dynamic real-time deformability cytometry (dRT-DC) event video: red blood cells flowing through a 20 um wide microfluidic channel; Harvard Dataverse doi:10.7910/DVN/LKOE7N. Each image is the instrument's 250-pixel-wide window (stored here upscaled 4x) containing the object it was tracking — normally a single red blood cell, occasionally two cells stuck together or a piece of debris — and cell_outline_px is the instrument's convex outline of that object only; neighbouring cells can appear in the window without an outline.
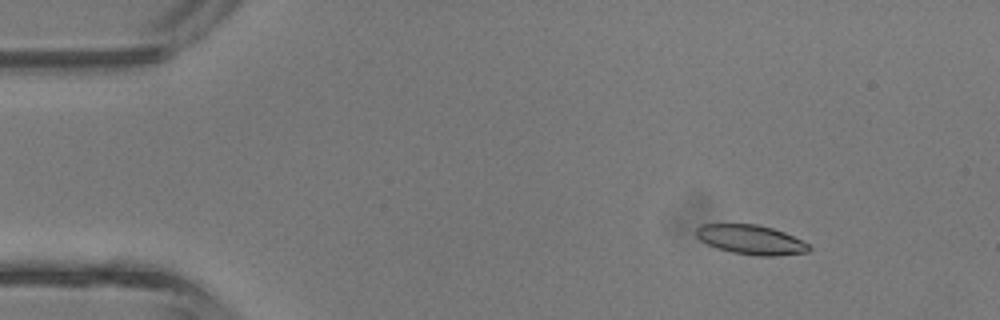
{"species": "common noctule bat (a hibernating species)", "species_latin": "Nyctalus noctula", "temperature_condition": "room temperature", "stored_images_in_passage": 39, "camera_frame_rate_fps": 3000, "um_per_image_px": 0.085, "animal": {"sex": "male", "body_mass_g": 13.3}, "frame": {"image": 1, "passage_image": 2, "time_ms": 0.333, "image_size_px": [1000, 320], "cell_outline_px": [[812, 248], [808, 252], [776, 256], [756, 256], [732, 252], [716, 248], [700, 240], [696, 236], [696, 228], [704, 224], [756, 224], [772, 228], [784, 232], [808, 244]], "centroid_in_image_um": [63.82, 20.38], "position_along_channel_um": 21.2, "area_um2": 19.31}}
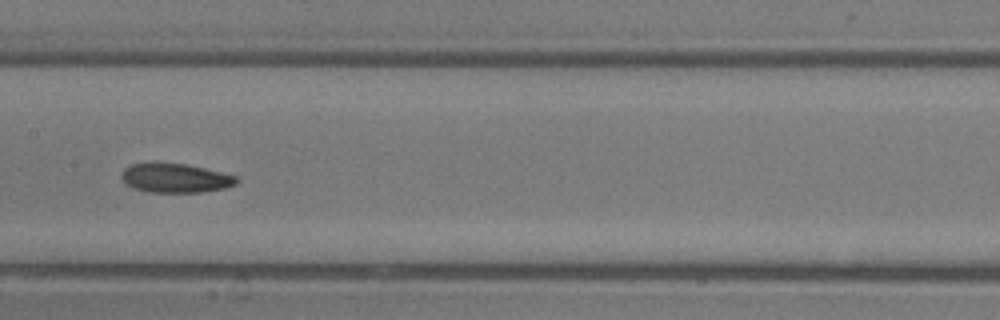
{"frame": {"image": 2, "passage_image": 18, "time_ms": 5.667, "image_size_px": [1000, 320], "cell_outline_px": [[240, 180], [236, 184], [224, 188], [200, 192], [148, 192], [132, 188], [124, 184], [120, 176], [120, 172], [124, 168], [132, 164], [152, 160], [188, 164], [236, 176]], "centroid_in_image_um": [14.81, 15.1], "position_along_channel_um": 192.6, "area_um2": 20.23}}
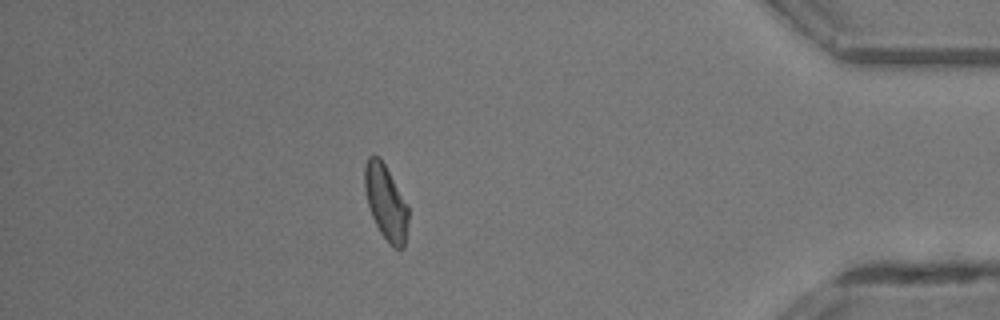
{"frame": {"image": 3, "passage_image": 34, "time_ms": 11.0, "image_size_px": [1000, 320], "cell_outline_px": [[408, 224], [404, 248], [392, 248], [388, 244], [380, 232], [372, 216], [368, 204], [364, 188], [364, 164], [368, 156], [380, 156], [408, 204]], "centroid_in_image_um": [32.8, 17.2], "position_along_channel_um": 402.4, "area_um2": 19.31}, "authors_computed_cell_mechanics": {"area_um2": 19.4208, "velocity_mm_per_s": 4.8021, "shape_relaxation_time_tau1_ms": 3.459, "shape_relaxation_time_tau2_ms": 2.4163, "deformation_change_tau1": 0.1362, "deformation_change_tau2": 0.093}}